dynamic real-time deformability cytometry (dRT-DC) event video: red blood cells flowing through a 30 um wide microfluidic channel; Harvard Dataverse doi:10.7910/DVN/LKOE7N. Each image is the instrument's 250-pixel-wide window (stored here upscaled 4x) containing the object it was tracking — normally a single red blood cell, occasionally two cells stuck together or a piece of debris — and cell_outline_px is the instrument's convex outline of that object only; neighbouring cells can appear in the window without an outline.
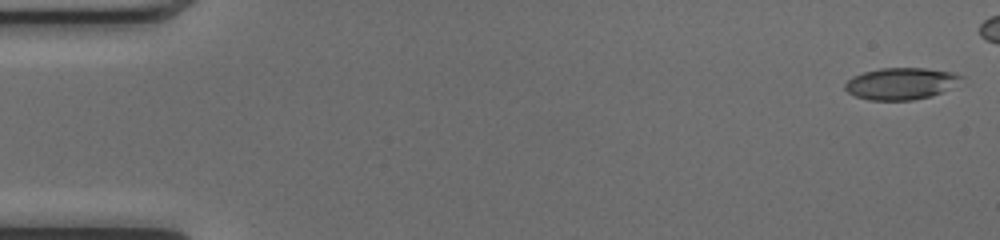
{"species": "common noctule bat (a hibernating species)", "species_latin": "Nyctalus noctula", "temperature_condition": "cold", "stored_images_in_passage": 43, "camera_frame_rate_fps": 3000, "um_per_image_px": 0.085, "animal": {"sex": "female", "body_mass_g": 17.0, "forearm_length_mm": 48.0}, "frame": {"image": 1, "passage_image": 1, "time_ms": 0.0, "image_size_px": [1000, 240], "cell_outline_px": [[964, 76], [940, 92], [932, 96], [912, 100], [868, 100], [856, 96], [848, 92], [844, 88], [844, 84], [852, 76], [864, 72], [880, 68], [924, 68], [956, 72]], "centroid_in_image_um": [76.52, 7.1], "position_along_channel_um": 8.5, "area_um2": 21.27}}
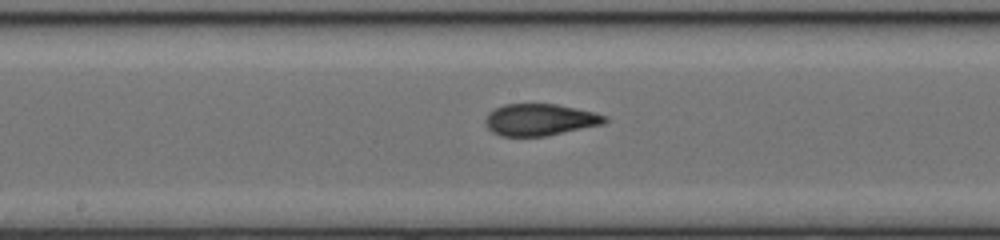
{"frame": {"image": 2, "passage_image": 26, "time_ms": 8.333, "image_size_px": [1000, 240], "cell_outline_px": [[608, 120], [604, 124], [544, 136], [500, 136], [492, 132], [484, 124], [484, 120], [488, 112], [504, 104], [556, 104], [576, 108], [608, 116]], "centroid_in_image_um": [45.87, 10.17], "position_along_channel_um": 202.3, "area_um2": 22.14}}
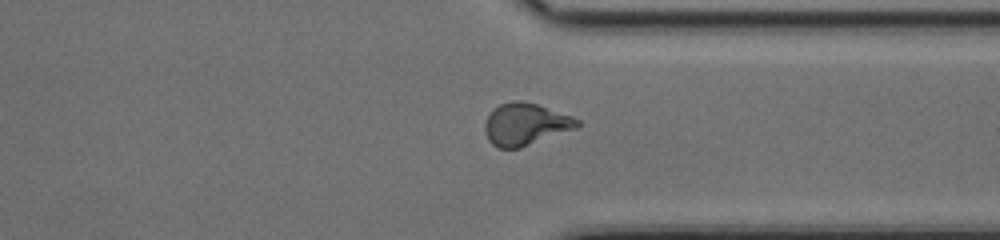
{"frame": {"image": 3, "passage_image": 38, "time_ms": 12.333, "image_size_px": [1000, 240], "cell_outline_px": [[580, 124], [576, 128], [520, 148], [496, 148], [488, 140], [484, 132], [484, 124], [492, 108], [500, 104], [512, 100], [524, 100], [572, 116], [580, 120]], "centroid_in_image_um": [44.62, 10.55], "position_along_channel_um": 366.8, "area_um2": 22.77}}